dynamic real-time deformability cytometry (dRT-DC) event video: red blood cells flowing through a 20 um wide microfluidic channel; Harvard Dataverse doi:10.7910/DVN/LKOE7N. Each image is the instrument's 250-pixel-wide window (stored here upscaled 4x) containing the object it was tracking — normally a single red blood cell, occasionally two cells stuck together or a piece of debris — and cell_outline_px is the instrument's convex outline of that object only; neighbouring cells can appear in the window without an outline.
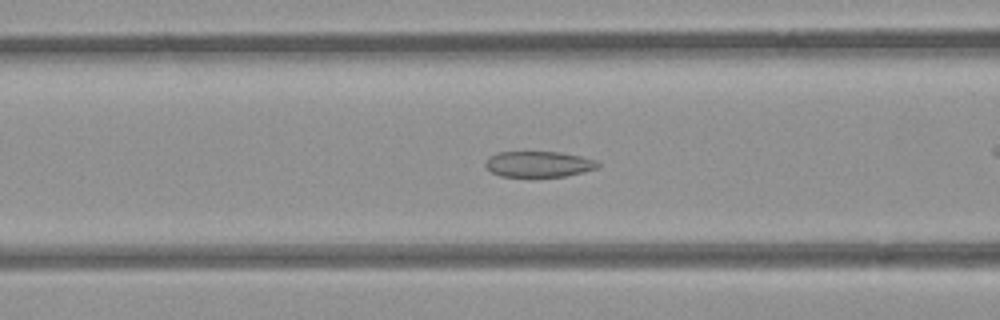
{"species": "common noctule bat (a hibernating species)", "species_latin": "Nyctalus noctula", "temperature_condition": "room temperature", "stored_images_in_passage": 31, "camera_frame_rate_fps": 3000, "um_per_image_px": 0.085, "animal": {"sex": "female", "body_mass_g": 21.9}, "frame": {"image": 1, "passage_image": 6, "time_ms": 1.667, "image_size_px": [1000, 320], "cell_outline_px": [[600, 164], [596, 168], [584, 172], [564, 176], [500, 176], [484, 168], [484, 160], [488, 156], [496, 152], [560, 152], [580, 156], [596, 160]], "centroid_in_image_um": [45.72, 13.94], "position_along_channel_um": 120.9, "area_um2": 16.99}}
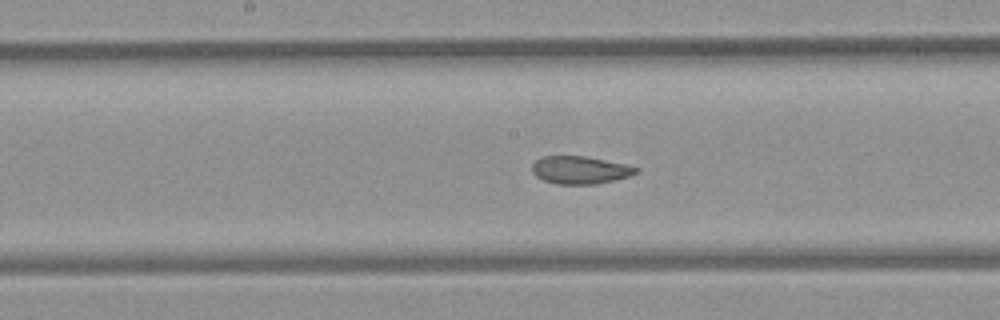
{"frame": {"image": 2, "passage_image": 12, "time_ms": 3.667, "image_size_px": [1000, 320], "cell_outline_px": [[640, 172], [628, 176], [596, 184], [556, 184], [544, 180], [536, 176], [532, 172], [532, 164], [540, 156], [584, 156], [628, 164], [640, 168]], "centroid_in_image_um": [49.32, 14.44], "position_along_channel_um": 198.9, "area_um2": 16.88}}
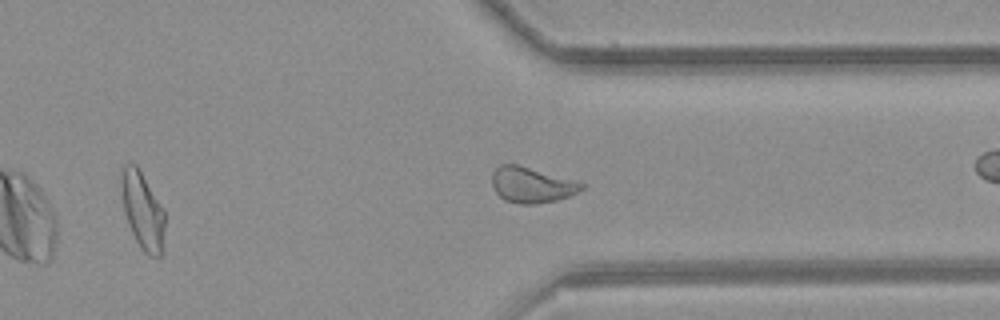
{"frame": {"image": 3, "passage_image": 25, "time_ms": 8.0, "image_size_px": [1000, 320], "cell_outline_px": [[584, 188], [568, 196], [556, 200], [536, 204], [520, 204], [504, 200], [496, 192], [492, 184], [492, 172], [500, 164], [516, 164], [572, 180], [584, 184]], "centroid_in_image_um": [45.13, 15.73], "position_along_channel_um": 366.3, "area_um2": 18.21}, "authors_computed_cell_mechanics": {"area_um2": 17.8602, "velocity_mm_per_s": 3.883, "shape_relaxation_time_tau1_ms": null, "shape_relaxation_time_tau2_ms": 1.2746, "deformation_change_tau1": null, "deformation_change_tau2": 0.0537}}